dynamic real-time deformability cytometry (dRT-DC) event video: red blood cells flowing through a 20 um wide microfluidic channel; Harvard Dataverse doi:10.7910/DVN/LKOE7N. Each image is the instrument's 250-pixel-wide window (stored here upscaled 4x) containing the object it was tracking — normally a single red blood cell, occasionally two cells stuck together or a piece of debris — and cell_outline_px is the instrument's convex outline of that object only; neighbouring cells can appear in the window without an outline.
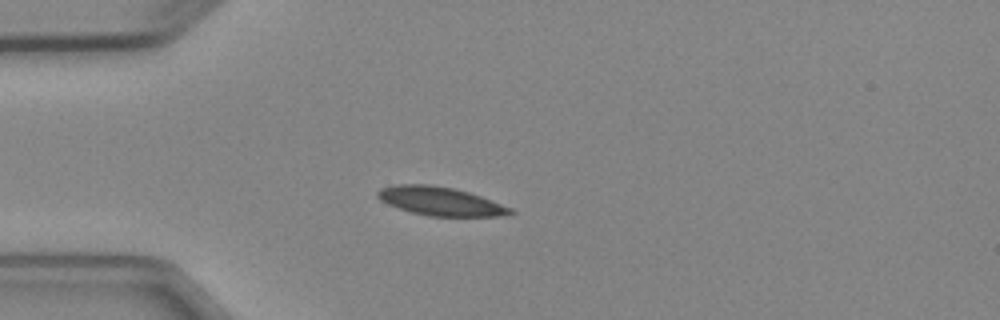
{"species": "Egyptian fruit bat (a non-hibernating species)", "species_latin": "Rousettus aegyptiacus", "temperature_condition": "cold", "stored_images_in_passage": 4, "camera_frame_rate_fps": 3000, "um_per_image_px": 0.085, "animal": {"sex": "female"}, "frame": {"image": 1, "passage_image": 3, "time_ms": 2.333, "image_size_px": [1000, 320], "cell_outline_px": [[516, 212], [500, 216], [428, 216], [412, 212], [388, 204], [380, 200], [376, 196], [376, 192], [380, 188], [396, 184], [432, 184], [452, 188], [468, 192], [480, 196], [512, 208]], "centroid_in_image_um": [37.4, 17.09], "position_along_channel_um": 47.6, "area_um2": 22.02}}